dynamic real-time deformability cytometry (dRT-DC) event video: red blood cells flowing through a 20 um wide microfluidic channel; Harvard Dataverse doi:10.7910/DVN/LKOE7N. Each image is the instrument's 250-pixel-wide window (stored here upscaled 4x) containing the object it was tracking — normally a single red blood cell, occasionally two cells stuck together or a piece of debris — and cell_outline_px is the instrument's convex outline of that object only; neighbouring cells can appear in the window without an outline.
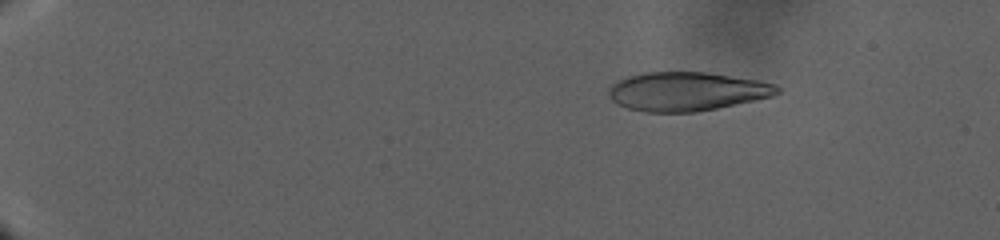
{"species": "human", "species_latin": "Homo sapiens", "temperature_condition": "warm", "stored_images_in_passage": 110, "camera_frame_rate_fps": 3000, "um_per_image_px": 0.085, "donor": {"sex": "male"}, "frame": {"image": 1, "passage_image": 20, "time_ms": 7.333, "image_size_px": [1000, 240], "cell_outline_px": [[780, 92], [772, 96], [716, 108], [696, 112], [644, 112], [628, 108], [616, 104], [608, 96], [608, 88], [612, 84], [628, 76], [644, 72], [704, 72], [756, 80], [776, 84], [780, 88]], "centroid_in_image_um": [58.33, 7.77], "position_along_channel_um": 26.7, "area_um2": 37.97}}
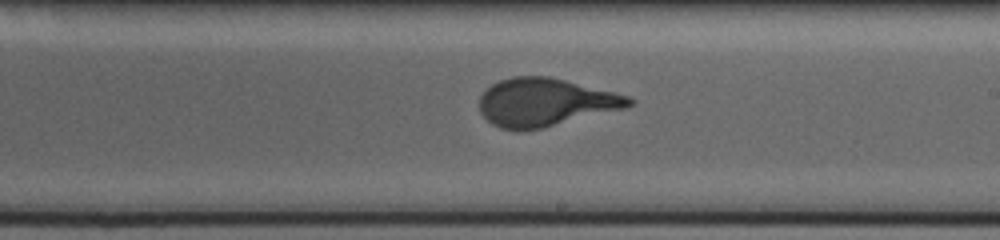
{"frame": {"image": 2, "passage_image": 67, "time_ms": 27.667, "image_size_px": [1000, 240], "cell_outline_px": [[636, 104], [628, 108], [544, 128], [520, 132], [516, 132], [500, 128], [492, 124], [480, 112], [480, 96], [492, 84], [500, 80], [512, 76], [548, 76], [616, 92], [628, 96], [636, 100]], "centroid_in_image_um": [46.39, 8.72], "position_along_channel_um": 242.6, "area_um2": 42.48}}
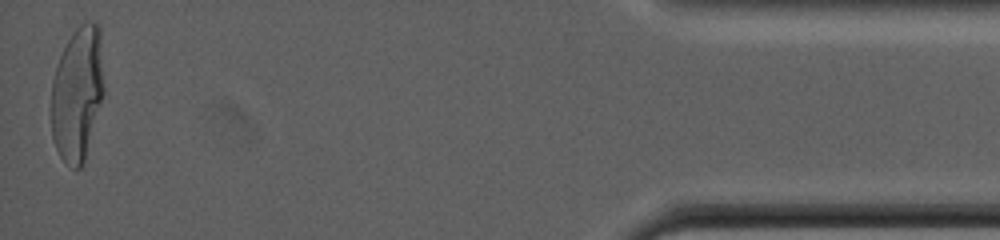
{"frame": {"image": 3, "passage_image": 110, "time_ms": 42.0, "image_size_px": [1000, 240], "cell_outline_px": [[104, 92], [84, 164], [80, 168], [76, 168], [64, 160], [60, 156], [56, 148], [52, 136], [52, 80], [60, 56], [72, 32], [84, 20], [96, 20], [100, 24], [104, 88]], "centroid_in_image_um": [6.61, 7.89], "position_along_channel_um": 428.6, "area_um2": 41.44}}